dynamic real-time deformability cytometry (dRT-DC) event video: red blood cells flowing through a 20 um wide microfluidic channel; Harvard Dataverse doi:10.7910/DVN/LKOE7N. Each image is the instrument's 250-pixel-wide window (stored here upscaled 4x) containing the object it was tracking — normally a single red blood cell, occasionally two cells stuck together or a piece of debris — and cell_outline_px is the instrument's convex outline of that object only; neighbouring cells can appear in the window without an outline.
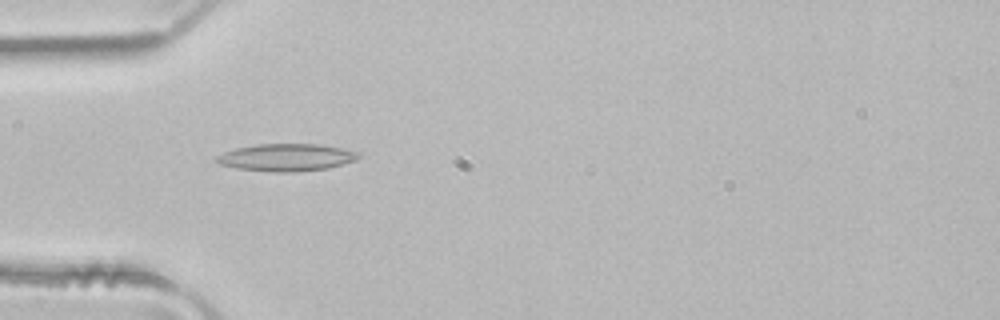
{"species": "common noctule bat (a hibernating species)", "species_latin": "Nyctalus noctula", "temperature_condition": "room temperature", "stored_images_in_passage": 4, "camera_frame_rate_fps": 3000, "um_per_image_px": 0.085, "animal": {"sex": "male", "body_mass_g": 21.5, "forearm_length_mm": 52.0}, "frame": {"image": 1, "passage_image": 4, "time_ms": 1.0, "image_size_px": [1000, 320], "cell_outline_px": [[360, 156], [356, 160], [328, 168], [296, 172], [272, 172], [236, 168], [220, 164], [216, 160], [216, 156], [224, 152], [236, 148], [256, 144], [320, 144], [360, 152]], "centroid_in_image_um": [24.35, 13.38], "position_along_channel_um": 60.6, "area_um2": 22.6}}